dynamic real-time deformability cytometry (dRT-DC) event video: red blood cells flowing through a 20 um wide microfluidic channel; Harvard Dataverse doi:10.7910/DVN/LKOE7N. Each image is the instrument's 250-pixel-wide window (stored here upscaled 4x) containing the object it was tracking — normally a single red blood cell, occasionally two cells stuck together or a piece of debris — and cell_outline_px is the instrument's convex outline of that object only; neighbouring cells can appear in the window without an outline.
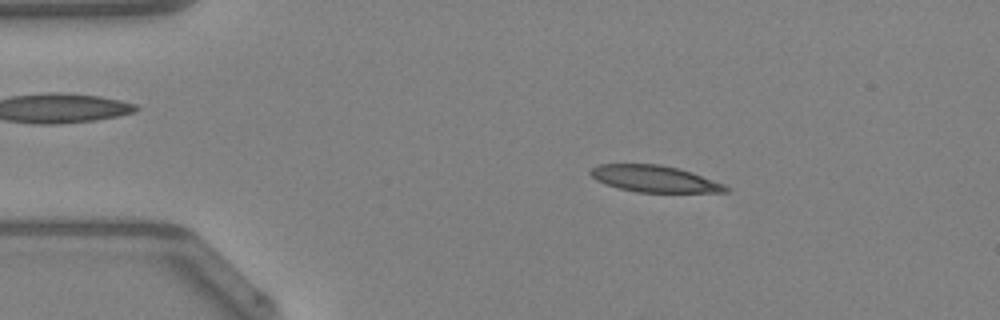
{"species": "Egyptian fruit bat (a non-hibernating species)", "species_latin": "Rousettus aegyptiacus", "temperature_condition": "warm", "stored_images_in_passage": 43, "camera_frame_rate_fps": 3000, "um_per_image_px": 0.085, "animal": {"sex": "female"}, "frame": {"image": 1, "passage_image": 4, "time_ms": 1.0, "image_size_px": [1000, 320], "cell_outline_px": [[732, 188], [728, 192], [636, 192], [616, 188], [604, 184], [596, 180], [588, 172], [592, 168], [600, 164], [660, 164], [692, 172], [724, 184]], "centroid_in_image_um": [55.62, 15.2], "position_along_channel_um": 29.4, "area_um2": 21.04}}
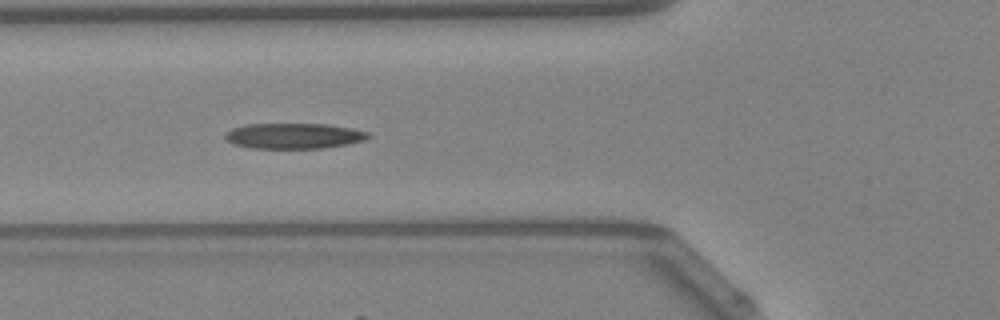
{"frame": {"image": 2, "passage_image": 13, "time_ms": 4.0, "image_size_px": [1000, 320], "cell_outline_px": [[372, 136], [364, 140], [348, 144], [324, 148], [252, 148], [232, 144], [224, 136], [232, 128], [244, 124], [324, 124], [352, 128], [368, 132]], "centroid_in_image_um": [24.99, 11.55], "position_along_channel_um": 100.8, "area_um2": 21.27}}
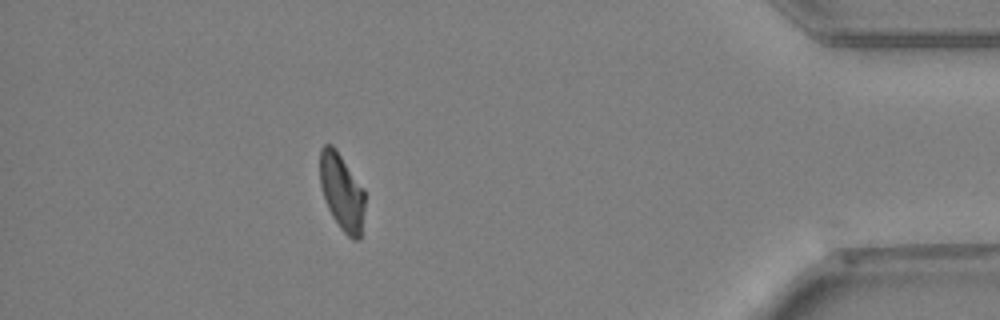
{"frame": {"image": 3, "passage_image": 38, "time_ms": 12.333, "image_size_px": [1000, 320], "cell_outline_px": [[364, 208], [360, 240], [352, 240], [340, 228], [332, 216], [328, 208], [320, 184], [320, 148], [324, 144], [332, 144], [336, 148], [364, 188]], "centroid_in_image_um": [29.06, 16.3], "position_along_channel_um": 406.1, "area_um2": 20.17}, "authors_computed_cell_mechanics": {"area_um2": 21.0392, "velocity_mm_per_s": 4.2596, "shape_relaxation_time_tau1_ms": null, "shape_relaxation_time_tau2_ms": 8.6787, "deformation_change_tau1": null, "deformation_change_tau2": 0.1863}}